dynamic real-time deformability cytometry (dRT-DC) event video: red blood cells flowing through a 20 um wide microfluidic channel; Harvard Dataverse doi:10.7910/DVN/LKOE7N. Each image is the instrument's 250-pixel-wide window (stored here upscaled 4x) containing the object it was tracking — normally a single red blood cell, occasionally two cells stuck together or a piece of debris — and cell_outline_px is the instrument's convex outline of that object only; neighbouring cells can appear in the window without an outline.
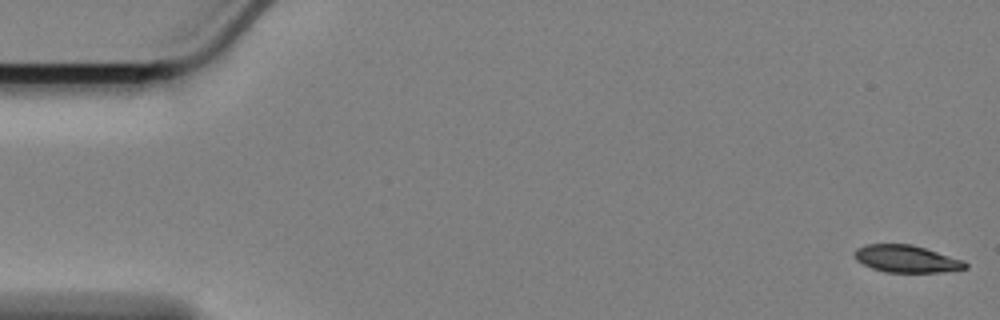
{"species": "Egyptian fruit bat (a non-hibernating species)", "species_latin": "Rousettus aegyptiacus", "temperature_condition": "cold", "stored_images_in_passage": 58, "camera_frame_rate_fps": 3000, "um_per_image_px": 0.085, "animal": {"sex": "female"}, "frame": {"image": 1, "passage_image": 1, "time_ms": 0.0, "image_size_px": [1000, 320], "cell_outline_px": [[968, 268], [940, 272], [884, 272], [872, 268], [856, 260], [852, 252], [856, 248], [868, 244], [912, 244], [964, 260], [968, 264]], "centroid_in_image_um": [77.04, 22.0], "position_along_channel_um": 8.0, "area_um2": 17.63}}
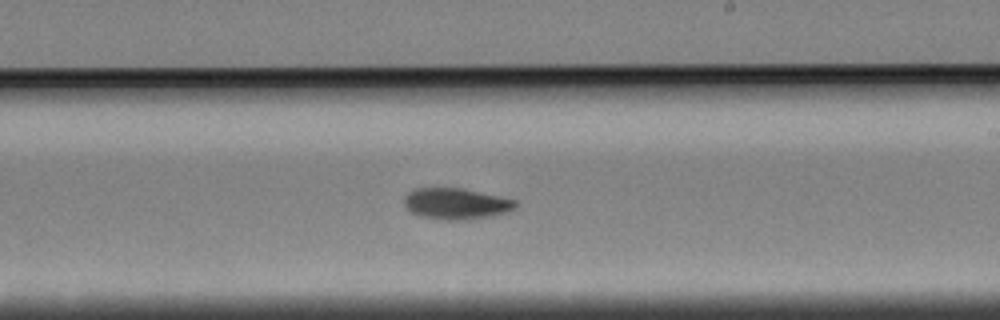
{"frame": {"image": 2, "passage_image": 34, "time_ms": 11.0, "image_size_px": [1000, 320], "cell_outline_px": [[516, 208], [492, 216], [468, 220], [440, 220], [420, 216], [408, 212], [404, 208], [404, 196], [408, 192], [416, 188], [460, 188], [516, 200]], "centroid_in_image_um": [38.69, 17.33], "position_along_channel_um": 250.3, "area_um2": 20.35}}
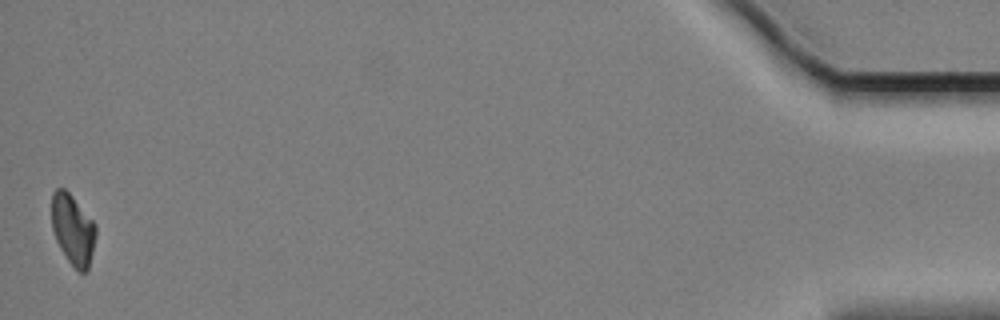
{"frame": {"image": 3, "passage_image": 58, "time_ms": 19.0, "image_size_px": [1000, 320], "cell_outline_px": [[96, 236], [88, 268], [84, 272], [80, 272], [68, 260], [60, 248], [56, 240], [52, 228], [52, 192], [56, 188], [64, 188], [72, 196], [96, 224]], "centroid_in_image_um": [6.19, 19.48], "position_along_channel_um": 429.0, "area_um2": 17.92}, "authors_computed_cell_mechanics": {"area_um2": 19.6231, "velocity_mm_per_s": 3.3942, "shape_relaxation_time_tau1_ms": 2.1983, "shape_relaxation_time_tau2_ms": null, "deformation_change_tau1": 0.1201, "deformation_change_tau2": null}}